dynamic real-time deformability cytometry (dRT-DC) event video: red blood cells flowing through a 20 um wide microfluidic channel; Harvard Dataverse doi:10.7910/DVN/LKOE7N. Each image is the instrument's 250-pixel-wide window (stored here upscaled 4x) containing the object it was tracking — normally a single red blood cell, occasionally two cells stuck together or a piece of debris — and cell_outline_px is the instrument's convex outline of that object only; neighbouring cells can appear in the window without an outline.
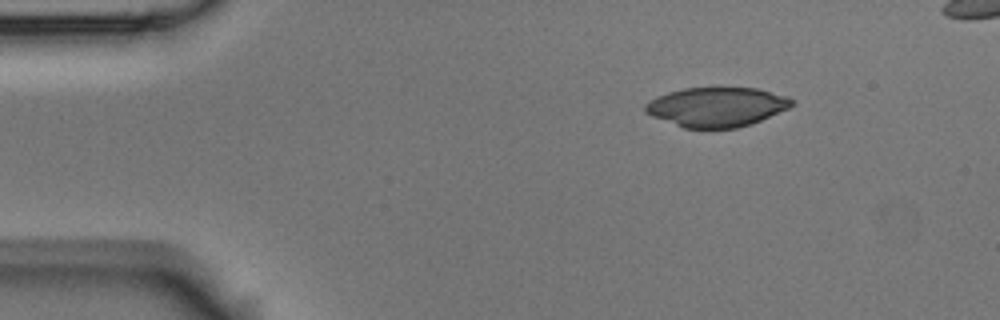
{"species": "Egyptian fruit bat (a non-hibernating species)", "species_latin": "Rousettus aegyptiacus", "temperature_condition": "room temperature", "stored_images_in_passage": 4, "camera_frame_rate_fps": 3000, "um_per_image_px": 0.085, "animal": {"sex": "male"}, "frame": {"image": 1, "passage_image": 1, "time_ms": 0.0, "image_size_px": [1000, 320], "cell_outline_px": [[796, 104], [788, 108], [752, 124], [736, 128], [684, 128], [652, 116], [644, 112], [644, 104], [648, 100], [656, 96], [668, 92], [684, 88], [756, 88], [788, 96], [796, 100]], "centroid_in_image_um": [60.92, 9.09], "position_along_channel_um": 24.1, "area_um2": 33.87}}